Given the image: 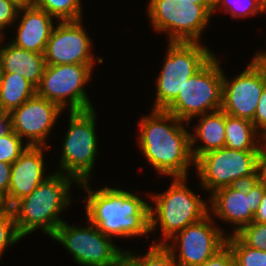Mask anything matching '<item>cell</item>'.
<instances>
[{"mask_svg": "<svg viewBox=\"0 0 266 266\" xmlns=\"http://www.w3.org/2000/svg\"><path fill=\"white\" fill-rule=\"evenodd\" d=\"M51 150L52 147L29 146L11 165L8 198L12 206L30 195L42 181L52 174V171L49 172L52 169L51 164L46 163L50 161L45 158Z\"/></svg>", "mask_w": 266, "mask_h": 266, "instance_id": "e0dca14e", "label": "cell"}, {"mask_svg": "<svg viewBox=\"0 0 266 266\" xmlns=\"http://www.w3.org/2000/svg\"><path fill=\"white\" fill-rule=\"evenodd\" d=\"M2 74H3V70H2V65H1V61H0V84H1V80H2Z\"/></svg>", "mask_w": 266, "mask_h": 266, "instance_id": "7bdbcfd3", "label": "cell"}, {"mask_svg": "<svg viewBox=\"0 0 266 266\" xmlns=\"http://www.w3.org/2000/svg\"><path fill=\"white\" fill-rule=\"evenodd\" d=\"M195 4L204 5L211 13H213L215 0H194Z\"/></svg>", "mask_w": 266, "mask_h": 266, "instance_id": "ab89813d", "label": "cell"}, {"mask_svg": "<svg viewBox=\"0 0 266 266\" xmlns=\"http://www.w3.org/2000/svg\"><path fill=\"white\" fill-rule=\"evenodd\" d=\"M245 245L266 251V223L252 222L235 234Z\"/></svg>", "mask_w": 266, "mask_h": 266, "instance_id": "f1b7e54d", "label": "cell"}, {"mask_svg": "<svg viewBox=\"0 0 266 266\" xmlns=\"http://www.w3.org/2000/svg\"><path fill=\"white\" fill-rule=\"evenodd\" d=\"M257 180L266 186V144L259 150L257 158Z\"/></svg>", "mask_w": 266, "mask_h": 266, "instance_id": "d6a6232c", "label": "cell"}, {"mask_svg": "<svg viewBox=\"0 0 266 266\" xmlns=\"http://www.w3.org/2000/svg\"><path fill=\"white\" fill-rule=\"evenodd\" d=\"M95 186L91 181L79 183L78 190L84 194L80 201L85 207L84 218L113 239L143 237L148 242L151 237L149 190L138 194L113 184L112 187L111 184Z\"/></svg>", "mask_w": 266, "mask_h": 266, "instance_id": "6da1fadb", "label": "cell"}, {"mask_svg": "<svg viewBox=\"0 0 266 266\" xmlns=\"http://www.w3.org/2000/svg\"><path fill=\"white\" fill-rule=\"evenodd\" d=\"M108 266H135L134 261L123 252L115 261Z\"/></svg>", "mask_w": 266, "mask_h": 266, "instance_id": "74e56055", "label": "cell"}, {"mask_svg": "<svg viewBox=\"0 0 266 266\" xmlns=\"http://www.w3.org/2000/svg\"><path fill=\"white\" fill-rule=\"evenodd\" d=\"M198 266H236L232 250L226 244L214 256L210 257L205 263Z\"/></svg>", "mask_w": 266, "mask_h": 266, "instance_id": "1f68e13d", "label": "cell"}, {"mask_svg": "<svg viewBox=\"0 0 266 266\" xmlns=\"http://www.w3.org/2000/svg\"><path fill=\"white\" fill-rule=\"evenodd\" d=\"M226 244L232 250L236 266H266V251L245 245L235 234L227 236Z\"/></svg>", "mask_w": 266, "mask_h": 266, "instance_id": "484cf974", "label": "cell"}, {"mask_svg": "<svg viewBox=\"0 0 266 266\" xmlns=\"http://www.w3.org/2000/svg\"><path fill=\"white\" fill-rule=\"evenodd\" d=\"M218 54L215 53L187 80L178 96L164 110L189 123L197 116L221 109L223 60Z\"/></svg>", "mask_w": 266, "mask_h": 266, "instance_id": "9c48e42d", "label": "cell"}, {"mask_svg": "<svg viewBox=\"0 0 266 266\" xmlns=\"http://www.w3.org/2000/svg\"><path fill=\"white\" fill-rule=\"evenodd\" d=\"M170 179L167 189L149 191L151 244H165L186 226L209 214V196L203 198L192 190L190 177Z\"/></svg>", "mask_w": 266, "mask_h": 266, "instance_id": "277c9868", "label": "cell"}, {"mask_svg": "<svg viewBox=\"0 0 266 266\" xmlns=\"http://www.w3.org/2000/svg\"><path fill=\"white\" fill-rule=\"evenodd\" d=\"M266 139L252 121L226 114L225 147L234 150H260Z\"/></svg>", "mask_w": 266, "mask_h": 266, "instance_id": "44dd1931", "label": "cell"}, {"mask_svg": "<svg viewBox=\"0 0 266 266\" xmlns=\"http://www.w3.org/2000/svg\"><path fill=\"white\" fill-rule=\"evenodd\" d=\"M252 122L256 130L266 139V85L261 93Z\"/></svg>", "mask_w": 266, "mask_h": 266, "instance_id": "4dcf8cb0", "label": "cell"}, {"mask_svg": "<svg viewBox=\"0 0 266 266\" xmlns=\"http://www.w3.org/2000/svg\"><path fill=\"white\" fill-rule=\"evenodd\" d=\"M12 130L11 115L0 111V137Z\"/></svg>", "mask_w": 266, "mask_h": 266, "instance_id": "e575fe53", "label": "cell"}, {"mask_svg": "<svg viewBox=\"0 0 266 266\" xmlns=\"http://www.w3.org/2000/svg\"><path fill=\"white\" fill-rule=\"evenodd\" d=\"M29 146L13 131L0 137V162L13 164Z\"/></svg>", "mask_w": 266, "mask_h": 266, "instance_id": "4316f807", "label": "cell"}, {"mask_svg": "<svg viewBox=\"0 0 266 266\" xmlns=\"http://www.w3.org/2000/svg\"><path fill=\"white\" fill-rule=\"evenodd\" d=\"M12 213V205L9 201L8 194L0 190V214Z\"/></svg>", "mask_w": 266, "mask_h": 266, "instance_id": "8d00e7d4", "label": "cell"}, {"mask_svg": "<svg viewBox=\"0 0 266 266\" xmlns=\"http://www.w3.org/2000/svg\"><path fill=\"white\" fill-rule=\"evenodd\" d=\"M19 7L9 0H0V37H8L9 28L12 29L17 20ZM7 32H6V31Z\"/></svg>", "mask_w": 266, "mask_h": 266, "instance_id": "f546056e", "label": "cell"}, {"mask_svg": "<svg viewBox=\"0 0 266 266\" xmlns=\"http://www.w3.org/2000/svg\"><path fill=\"white\" fill-rule=\"evenodd\" d=\"M82 0H33V5L45 10L57 21L85 19ZM84 13V14H83Z\"/></svg>", "mask_w": 266, "mask_h": 266, "instance_id": "603a6c76", "label": "cell"}, {"mask_svg": "<svg viewBox=\"0 0 266 266\" xmlns=\"http://www.w3.org/2000/svg\"><path fill=\"white\" fill-rule=\"evenodd\" d=\"M162 67L155 75L152 109H165L177 96L187 80L214 54L205 41L166 42ZM167 51V52H166Z\"/></svg>", "mask_w": 266, "mask_h": 266, "instance_id": "52a82bcc", "label": "cell"}, {"mask_svg": "<svg viewBox=\"0 0 266 266\" xmlns=\"http://www.w3.org/2000/svg\"><path fill=\"white\" fill-rule=\"evenodd\" d=\"M84 19L58 21L44 52L46 65L102 64L104 58L95 55V43Z\"/></svg>", "mask_w": 266, "mask_h": 266, "instance_id": "5bb4252c", "label": "cell"}, {"mask_svg": "<svg viewBox=\"0 0 266 266\" xmlns=\"http://www.w3.org/2000/svg\"><path fill=\"white\" fill-rule=\"evenodd\" d=\"M253 221L257 223H266V190L264 191Z\"/></svg>", "mask_w": 266, "mask_h": 266, "instance_id": "d590c367", "label": "cell"}, {"mask_svg": "<svg viewBox=\"0 0 266 266\" xmlns=\"http://www.w3.org/2000/svg\"><path fill=\"white\" fill-rule=\"evenodd\" d=\"M148 24L166 42H204V32L212 22V13L194 0H148ZM203 35V36H202Z\"/></svg>", "mask_w": 266, "mask_h": 266, "instance_id": "8992f818", "label": "cell"}, {"mask_svg": "<svg viewBox=\"0 0 266 266\" xmlns=\"http://www.w3.org/2000/svg\"><path fill=\"white\" fill-rule=\"evenodd\" d=\"M147 251L125 248V253L134 261L135 266H176L171 251L164 244H148ZM141 252V253H140ZM143 253V254H142Z\"/></svg>", "mask_w": 266, "mask_h": 266, "instance_id": "cb8c5ba5", "label": "cell"}, {"mask_svg": "<svg viewBox=\"0 0 266 266\" xmlns=\"http://www.w3.org/2000/svg\"><path fill=\"white\" fill-rule=\"evenodd\" d=\"M259 150H234L222 147L201 155L195 161V178L202 194L257 180Z\"/></svg>", "mask_w": 266, "mask_h": 266, "instance_id": "ba28073f", "label": "cell"}, {"mask_svg": "<svg viewBox=\"0 0 266 266\" xmlns=\"http://www.w3.org/2000/svg\"><path fill=\"white\" fill-rule=\"evenodd\" d=\"M17 5L19 8L28 7L33 5V0H9Z\"/></svg>", "mask_w": 266, "mask_h": 266, "instance_id": "60d3db41", "label": "cell"}, {"mask_svg": "<svg viewBox=\"0 0 266 266\" xmlns=\"http://www.w3.org/2000/svg\"><path fill=\"white\" fill-rule=\"evenodd\" d=\"M96 65H46L36 93L57 104L65 112L96 108L86 90L88 88H85L94 80L92 77Z\"/></svg>", "mask_w": 266, "mask_h": 266, "instance_id": "30bf717a", "label": "cell"}, {"mask_svg": "<svg viewBox=\"0 0 266 266\" xmlns=\"http://www.w3.org/2000/svg\"><path fill=\"white\" fill-rule=\"evenodd\" d=\"M64 112L57 104L36 93L9 114L12 130L28 146L51 147L50 137L53 136L50 135L55 132L54 127L59 120L63 119Z\"/></svg>", "mask_w": 266, "mask_h": 266, "instance_id": "2e32d148", "label": "cell"}, {"mask_svg": "<svg viewBox=\"0 0 266 266\" xmlns=\"http://www.w3.org/2000/svg\"><path fill=\"white\" fill-rule=\"evenodd\" d=\"M73 187H79L73 177L54 171L30 195L17 201L12 206V213L19 236L27 239L26 236L29 238L30 234L39 230L48 239L51 238L65 221L63 213L71 208L73 202H77L71 196Z\"/></svg>", "mask_w": 266, "mask_h": 266, "instance_id": "3957f363", "label": "cell"}, {"mask_svg": "<svg viewBox=\"0 0 266 266\" xmlns=\"http://www.w3.org/2000/svg\"><path fill=\"white\" fill-rule=\"evenodd\" d=\"M253 58L264 68L266 72V48L255 51Z\"/></svg>", "mask_w": 266, "mask_h": 266, "instance_id": "f35d334b", "label": "cell"}, {"mask_svg": "<svg viewBox=\"0 0 266 266\" xmlns=\"http://www.w3.org/2000/svg\"><path fill=\"white\" fill-rule=\"evenodd\" d=\"M148 112L138 118L135 135V147L138 146L148 167L161 178L191 176L195 160L191 153L190 125L164 109Z\"/></svg>", "mask_w": 266, "mask_h": 266, "instance_id": "7a4b0ae2", "label": "cell"}, {"mask_svg": "<svg viewBox=\"0 0 266 266\" xmlns=\"http://www.w3.org/2000/svg\"><path fill=\"white\" fill-rule=\"evenodd\" d=\"M78 224L63 221L50 238L66 250L78 266H108L115 261L125 248L114 243L115 239L104 235L87 219ZM83 225V226H82Z\"/></svg>", "mask_w": 266, "mask_h": 266, "instance_id": "8fae6325", "label": "cell"}, {"mask_svg": "<svg viewBox=\"0 0 266 266\" xmlns=\"http://www.w3.org/2000/svg\"><path fill=\"white\" fill-rule=\"evenodd\" d=\"M96 108L85 111H69L63 115L68 119L65 134L61 137L62 145L58 155L57 168L52 171L61 172L73 177L78 183L93 180L101 141L97 133L98 116ZM66 113V115H65ZM68 116V117H67ZM98 134V135H97ZM100 143V144H99Z\"/></svg>", "mask_w": 266, "mask_h": 266, "instance_id": "5b68a950", "label": "cell"}, {"mask_svg": "<svg viewBox=\"0 0 266 266\" xmlns=\"http://www.w3.org/2000/svg\"><path fill=\"white\" fill-rule=\"evenodd\" d=\"M222 10V11H221ZM221 12L233 19L257 17L261 12L259 0H215L212 16ZM220 12V13H219Z\"/></svg>", "mask_w": 266, "mask_h": 266, "instance_id": "d4e9b609", "label": "cell"}, {"mask_svg": "<svg viewBox=\"0 0 266 266\" xmlns=\"http://www.w3.org/2000/svg\"><path fill=\"white\" fill-rule=\"evenodd\" d=\"M195 118L188 124L191 130V153L196 161L207 152L225 147L226 113L220 109ZM191 123H194L193 126Z\"/></svg>", "mask_w": 266, "mask_h": 266, "instance_id": "d6986e66", "label": "cell"}, {"mask_svg": "<svg viewBox=\"0 0 266 266\" xmlns=\"http://www.w3.org/2000/svg\"><path fill=\"white\" fill-rule=\"evenodd\" d=\"M11 165L12 164L0 162V190L5 191L7 194L11 178Z\"/></svg>", "mask_w": 266, "mask_h": 266, "instance_id": "836d02e7", "label": "cell"}, {"mask_svg": "<svg viewBox=\"0 0 266 266\" xmlns=\"http://www.w3.org/2000/svg\"><path fill=\"white\" fill-rule=\"evenodd\" d=\"M36 94V87L17 73H3L0 84V111L10 113Z\"/></svg>", "mask_w": 266, "mask_h": 266, "instance_id": "7402d4cb", "label": "cell"}, {"mask_svg": "<svg viewBox=\"0 0 266 266\" xmlns=\"http://www.w3.org/2000/svg\"><path fill=\"white\" fill-rule=\"evenodd\" d=\"M262 14L266 16V0H259Z\"/></svg>", "mask_w": 266, "mask_h": 266, "instance_id": "b9f144b4", "label": "cell"}, {"mask_svg": "<svg viewBox=\"0 0 266 266\" xmlns=\"http://www.w3.org/2000/svg\"><path fill=\"white\" fill-rule=\"evenodd\" d=\"M58 21L36 6L19 8L15 29L9 30L8 40L17 47L36 53H44L51 32ZM16 24V25H15Z\"/></svg>", "mask_w": 266, "mask_h": 266, "instance_id": "ac0fdd59", "label": "cell"}, {"mask_svg": "<svg viewBox=\"0 0 266 266\" xmlns=\"http://www.w3.org/2000/svg\"><path fill=\"white\" fill-rule=\"evenodd\" d=\"M219 224L208 214L170 238L164 245L171 251L176 266L202 265L221 250L230 229Z\"/></svg>", "mask_w": 266, "mask_h": 266, "instance_id": "7c38bea8", "label": "cell"}, {"mask_svg": "<svg viewBox=\"0 0 266 266\" xmlns=\"http://www.w3.org/2000/svg\"><path fill=\"white\" fill-rule=\"evenodd\" d=\"M20 241L23 239L17 233L13 213L0 214V261L6 251Z\"/></svg>", "mask_w": 266, "mask_h": 266, "instance_id": "83f0119b", "label": "cell"}, {"mask_svg": "<svg viewBox=\"0 0 266 266\" xmlns=\"http://www.w3.org/2000/svg\"><path fill=\"white\" fill-rule=\"evenodd\" d=\"M266 186L254 180L220 188L209 195V214L231 230L229 236L254 220ZM219 220V221H217Z\"/></svg>", "mask_w": 266, "mask_h": 266, "instance_id": "4fadbf2b", "label": "cell"}, {"mask_svg": "<svg viewBox=\"0 0 266 266\" xmlns=\"http://www.w3.org/2000/svg\"><path fill=\"white\" fill-rule=\"evenodd\" d=\"M0 61L3 73H17L36 88L40 85L46 67L44 53L25 50L12 44L7 37H0Z\"/></svg>", "mask_w": 266, "mask_h": 266, "instance_id": "ffe728a7", "label": "cell"}, {"mask_svg": "<svg viewBox=\"0 0 266 266\" xmlns=\"http://www.w3.org/2000/svg\"><path fill=\"white\" fill-rule=\"evenodd\" d=\"M225 71L223 68L221 109L228 115L253 121L266 85L264 68L252 56L246 67L233 76L227 75Z\"/></svg>", "mask_w": 266, "mask_h": 266, "instance_id": "9a60e30c", "label": "cell"}]
</instances>
